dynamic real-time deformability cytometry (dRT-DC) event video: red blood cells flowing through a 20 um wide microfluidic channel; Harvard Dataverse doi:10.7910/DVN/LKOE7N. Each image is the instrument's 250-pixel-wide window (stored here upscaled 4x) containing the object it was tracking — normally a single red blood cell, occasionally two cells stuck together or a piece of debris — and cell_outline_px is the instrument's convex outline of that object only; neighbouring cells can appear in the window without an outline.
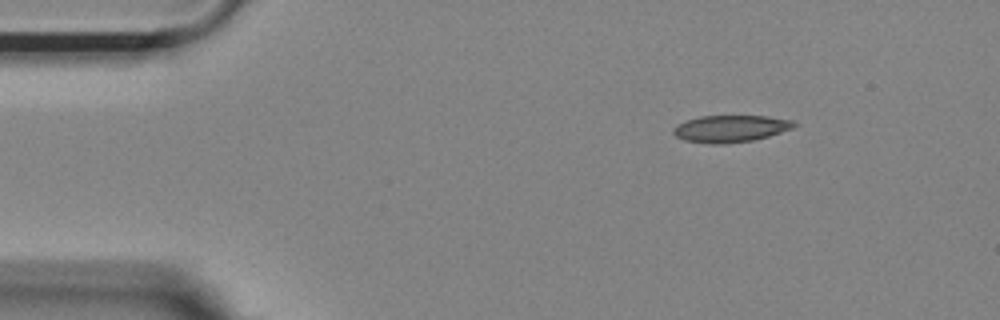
{"species": "Egyptian fruit bat (a non-hibernating species)", "species_latin": "Rousettus aegyptiacus", "temperature_condition": "room temperature", "stored_images_in_passage": 47, "camera_frame_rate_fps": 3000, "um_per_image_px": 0.085, "animal": {"sex": "female"}, "frame": {"image": 1, "passage_image": 1, "time_ms": 0.0, "image_size_px": [1000, 320], "cell_outline_px": [[796, 124], [792, 128], [768, 136], [752, 140], [724, 144], [712, 144], [684, 140], [676, 136], [672, 132], [672, 128], [688, 120], [700, 116], [768, 116], [792, 120]], "centroid_in_image_um": [62.08, 10.93], "position_along_channel_um": 22.9, "area_um2": 18.73}}
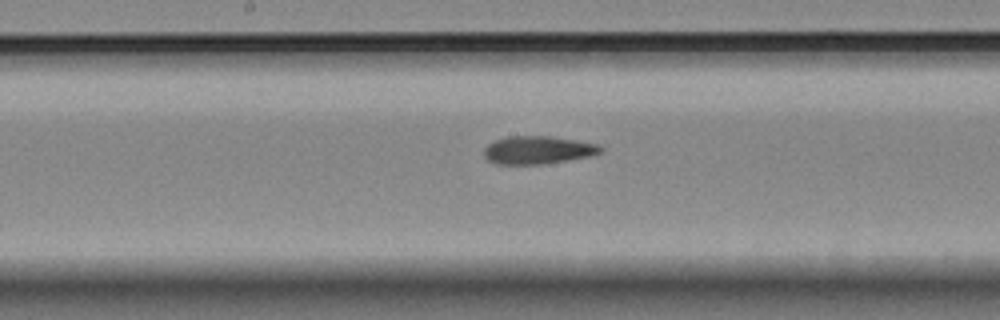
{"frame": {"image": 2, "passage_image": 21, "time_ms": 6.667, "image_size_px": [1000, 320], "cell_outline_px": [[604, 152], [592, 156], [568, 160], [540, 164], [496, 164], [488, 160], [484, 156], [484, 148], [488, 144], [496, 140], [508, 136], [552, 136], [576, 140], [596, 144], [604, 148]], "centroid_in_image_um": [45.74, 12.75], "position_along_channel_um": 202.5, "area_um2": 19.07}}
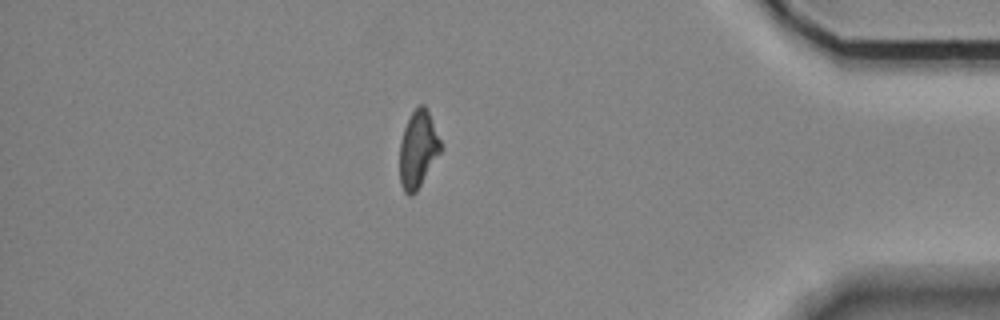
{"frame": {"image": 3, "passage_image": 40, "time_ms": 13.0, "image_size_px": [1000, 320], "cell_outline_px": [[440, 152], [416, 192], [412, 196], [408, 196], [404, 192], [400, 184], [400, 140], [404, 128], [412, 112], [420, 104], [424, 104], [428, 112], [440, 140]], "centroid_in_image_um": [35.5, 12.73], "position_along_channel_um": 399.7, "area_um2": 18.03}, "authors_computed_cell_mechanics": {"area_um2": 19.2474, "velocity_mm_per_s": 3.697, "shape_relaxation_time_tau1_ms": null, "shape_relaxation_time_tau2_ms": 3.4201, "deformation_change_tau1": null, "deformation_change_tau2": 0.098}}